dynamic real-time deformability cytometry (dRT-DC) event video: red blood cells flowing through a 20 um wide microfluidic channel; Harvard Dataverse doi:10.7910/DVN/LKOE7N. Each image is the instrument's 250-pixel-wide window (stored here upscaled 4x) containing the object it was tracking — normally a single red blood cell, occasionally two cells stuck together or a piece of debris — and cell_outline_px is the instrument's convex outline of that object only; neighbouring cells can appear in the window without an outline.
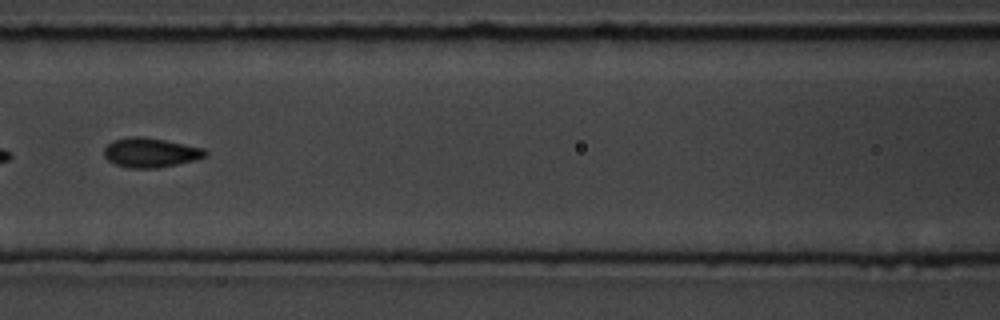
{"species": "common noctule bat (a hibernating species)", "species_latin": "Nyctalus noctula", "temperature_condition": "room temperature", "stored_images_in_passage": 9, "camera_frame_rate_fps": 3000, "um_per_image_px": 0.085, "animal": {"sex": "male", "body_mass_g": 19.5, "forearm_length_mm": 54.6}, "frame": {"image": 1, "passage_image": 6, "time_ms": 5.667, "image_size_px": [1000, 320], "cell_outline_px": [[208, 152], [204, 156], [196, 160], [156, 168], [128, 168], [116, 164], [108, 160], [104, 156], [104, 148], [112, 140], [132, 136], [140, 136], [164, 140], [204, 148]], "centroid_in_image_um": [12.77, 12.97], "position_along_channel_um": 153.8, "area_um2": 17.28}}
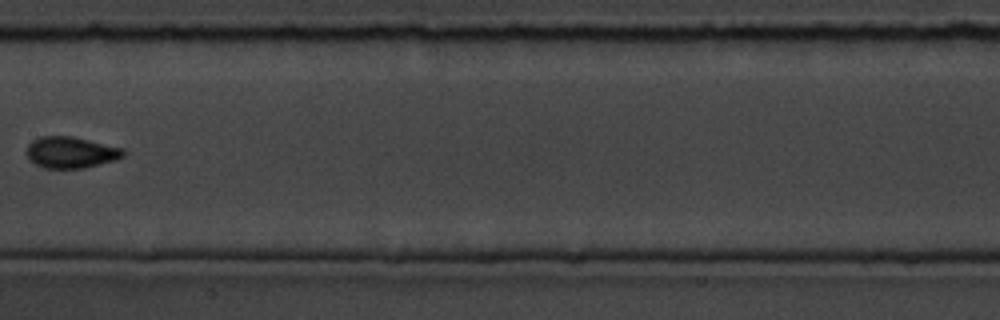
{"frame": {"image": 2, "passage_image": 7, "time_ms": 7.0, "image_size_px": [1000, 320], "cell_outline_px": [[124, 156], [112, 160], [84, 168], [44, 168], [36, 164], [28, 156], [28, 144], [32, 140], [40, 136], [72, 136], [124, 148]], "centroid_in_image_um": [6.02, 12.94], "position_along_channel_um": 201.4, "area_um2": 17.4}}